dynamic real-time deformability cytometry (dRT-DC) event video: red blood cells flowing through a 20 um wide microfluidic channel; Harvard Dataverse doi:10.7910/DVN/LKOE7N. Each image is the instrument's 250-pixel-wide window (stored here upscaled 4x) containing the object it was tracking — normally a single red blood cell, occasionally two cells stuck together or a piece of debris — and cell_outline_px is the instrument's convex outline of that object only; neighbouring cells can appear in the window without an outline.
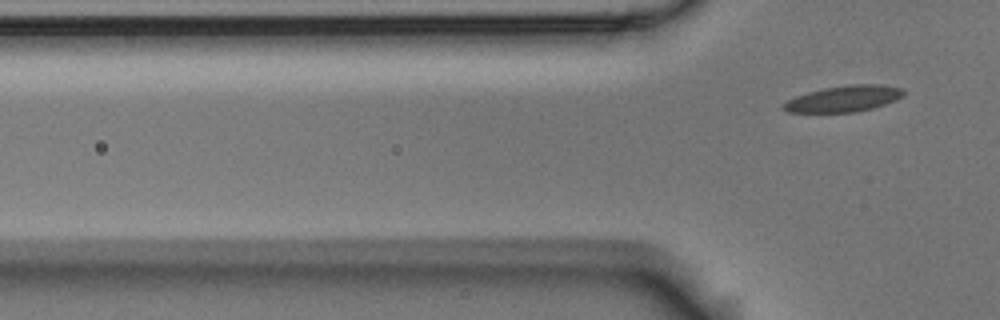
{"species": "Egyptian fruit bat (a non-hibernating species)", "species_latin": "Rousettus aegyptiacus", "temperature_condition": "room temperature", "stored_images_in_passage": 6, "camera_frame_rate_fps": 3000, "um_per_image_px": 0.085, "animal": {"sex": "male"}, "frame": {"image": 1, "passage_image": 6, "time_ms": 1.667, "image_size_px": [1000, 320], "cell_outline_px": [[904, 96], [896, 100], [872, 108], [856, 112], [788, 112], [780, 108], [780, 104], [796, 96], [808, 92], [824, 88], [848, 84], [880, 84], [904, 88]], "centroid_in_image_um": [71.72, 8.38], "position_along_channel_um": 54.1, "area_um2": 18.44}}